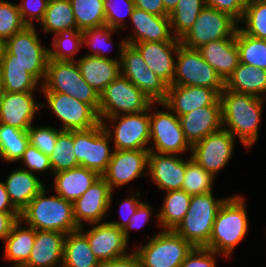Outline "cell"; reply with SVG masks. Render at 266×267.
Masks as SVG:
<instances>
[{"instance_id": "obj_1", "label": "cell", "mask_w": 266, "mask_h": 267, "mask_svg": "<svg viewBox=\"0 0 266 267\" xmlns=\"http://www.w3.org/2000/svg\"><path fill=\"white\" fill-rule=\"evenodd\" d=\"M265 101L264 98L227 89L220 93L222 126L232 136L238 137L246 149L257 143Z\"/></svg>"}, {"instance_id": "obj_2", "label": "cell", "mask_w": 266, "mask_h": 267, "mask_svg": "<svg viewBox=\"0 0 266 267\" xmlns=\"http://www.w3.org/2000/svg\"><path fill=\"white\" fill-rule=\"evenodd\" d=\"M245 203L243 196L238 194L227 197L217 212L209 243L205 248L223 255L225 259L231 257L249 229Z\"/></svg>"}, {"instance_id": "obj_3", "label": "cell", "mask_w": 266, "mask_h": 267, "mask_svg": "<svg viewBox=\"0 0 266 267\" xmlns=\"http://www.w3.org/2000/svg\"><path fill=\"white\" fill-rule=\"evenodd\" d=\"M46 186L20 212V221L35 230L64 234L79 229L74 219L73 203L59 195L47 196Z\"/></svg>"}, {"instance_id": "obj_4", "label": "cell", "mask_w": 266, "mask_h": 267, "mask_svg": "<svg viewBox=\"0 0 266 267\" xmlns=\"http://www.w3.org/2000/svg\"><path fill=\"white\" fill-rule=\"evenodd\" d=\"M34 26H26L5 41L1 65H19L25 68L41 85L49 60V48L42 45ZM40 80V81H39Z\"/></svg>"}, {"instance_id": "obj_5", "label": "cell", "mask_w": 266, "mask_h": 267, "mask_svg": "<svg viewBox=\"0 0 266 267\" xmlns=\"http://www.w3.org/2000/svg\"><path fill=\"white\" fill-rule=\"evenodd\" d=\"M42 92H58L89 104L97 113L100 95L88 85L76 61L48 60Z\"/></svg>"}, {"instance_id": "obj_6", "label": "cell", "mask_w": 266, "mask_h": 267, "mask_svg": "<svg viewBox=\"0 0 266 267\" xmlns=\"http://www.w3.org/2000/svg\"><path fill=\"white\" fill-rule=\"evenodd\" d=\"M226 199L215 198L213 192L192 195L188 212L174 231L193 247H206L217 212Z\"/></svg>"}, {"instance_id": "obj_7", "label": "cell", "mask_w": 266, "mask_h": 267, "mask_svg": "<svg viewBox=\"0 0 266 267\" xmlns=\"http://www.w3.org/2000/svg\"><path fill=\"white\" fill-rule=\"evenodd\" d=\"M193 248L174 230H163L133 250L141 267H180Z\"/></svg>"}, {"instance_id": "obj_8", "label": "cell", "mask_w": 266, "mask_h": 267, "mask_svg": "<svg viewBox=\"0 0 266 267\" xmlns=\"http://www.w3.org/2000/svg\"><path fill=\"white\" fill-rule=\"evenodd\" d=\"M153 102L126 77L119 75L100 93V122L108 117L146 111Z\"/></svg>"}, {"instance_id": "obj_9", "label": "cell", "mask_w": 266, "mask_h": 267, "mask_svg": "<svg viewBox=\"0 0 266 267\" xmlns=\"http://www.w3.org/2000/svg\"><path fill=\"white\" fill-rule=\"evenodd\" d=\"M155 104L156 102H153L149 106L150 144L153 141V146H149V152L175 155L191 152L192 146L185 138L179 117L163 102L157 104L166 111H153L151 107Z\"/></svg>"}, {"instance_id": "obj_10", "label": "cell", "mask_w": 266, "mask_h": 267, "mask_svg": "<svg viewBox=\"0 0 266 267\" xmlns=\"http://www.w3.org/2000/svg\"><path fill=\"white\" fill-rule=\"evenodd\" d=\"M110 120V125H107ZM112 123V124H111ZM105 132L113 139L116 150L149 149L150 118L149 108L134 114L116 115L101 121ZM115 124V125H113ZM112 125V127H110ZM113 128V129H111Z\"/></svg>"}, {"instance_id": "obj_11", "label": "cell", "mask_w": 266, "mask_h": 267, "mask_svg": "<svg viewBox=\"0 0 266 267\" xmlns=\"http://www.w3.org/2000/svg\"><path fill=\"white\" fill-rule=\"evenodd\" d=\"M239 23L229 14L205 6L192 27L180 38V43L191 49L210 43L211 41L232 38Z\"/></svg>"}, {"instance_id": "obj_12", "label": "cell", "mask_w": 266, "mask_h": 267, "mask_svg": "<svg viewBox=\"0 0 266 267\" xmlns=\"http://www.w3.org/2000/svg\"><path fill=\"white\" fill-rule=\"evenodd\" d=\"M175 75L172 85L206 87L221 93L225 81L202 57L198 49L180 44L176 54Z\"/></svg>"}, {"instance_id": "obj_13", "label": "cell", "mask_w": 266, "mask_h": 267, "mask_svg": "<svg viewBox=\"0 0 266 267\" xmlns=\"http://www.w3.org/2000/svg\"><path fill=\"white\" fill-rule=\"evenodd\" d=\"M101 122L90 129L74 130V153L80 166L96 171L100 176L106 171L114 149Z\"/></svg>"}, {"instance_id": "obj_14", "label": "cell", "mask_w": 266, "mask_h": 267, "mask_svg": "<svg viewBox=\"0 0 266 267\" xmlns=\"http://www.w3.org/2000/svg\"><path fill=\"white\" fill-rule=\"evenodd\" d=\"M121 75L131 81L152 102H163L169 85L146 65L140 52L130 44L124 46L120 61Z\"/></svg>"}, {"instance_id": "obj_15", "label": "cell", "mask_w": 266, "mask_h": 267, "mask_svg": "<svg viewBox=\"0 0 266 267\" xmlns=\"http://www.w3.org/2000/svg\"><path fill=\"white\" fill-rule=\"evenodd\" d=\"M47 105L41 104V108L49 107L61 120V130H86L100 123L98 113L89 105L77 99L58 92H43Z\"/></svg>"}, {"instance_id": "obj_16", "label": "cell", "mask_w": 266, "mask_h": 267, "mask_svg": "<svg viewBox=\"0 0 266 267\" xmlns=\"http://www.w3.org/2000/svg\"><path fill=\"white\" fill-rule=\"evenodd\" d=\"M235 138L225 128L210 133L191 147V159L203 167L213 177L216 176L232 158Z\"/></svg>"}, {"instance_id": "obj_17", "label": "cell", "mask_w": 266, "mask_h": 267, "mask_svg": "<svg viewBox=\"0 0 266 267\" xmlns=\"http://www.w3.org/2000/svg\"><path fill=\"white\" fill-rule=\"evenodd\" d=\"M148 149L116 150L106 171L101 175L111 190L145 176L144 169L148 168Z\"/></svg>"}, {"instance_id": "obj_18", "label": "cell", "mask_w": 266, "mask_h": 267, "mask_svg": "<svg viewBox=\"0 0 266 267\" xmlns=\"http://www.w3.org/2000/svg\"><path fill=\"white\" fill-rule=\"evenodd\" d=\"M113 191L105 179L100 176L87 191L73 202L74 219L77 226L103 222V218L111 208Z\"/></svg>"}, {"instance_id": "obj_19", "label": "cell", "mask_w": 266, "mask_h": 267, "mask_svg": "<svg viewBox=\"0 0 266 267\" xmlns=\"http://www.w3.org/2000/svg\"><path fill=\"white\" fill-rule=\"evenodd\" d=\"M90 230L84 231V226L79 230L86 236L91 251L102 263L129 254V242L123 235V230L108 222L92 224Z\"/></svg>"}, {"instance_id": "obj_20", "label": "cell", "mask_w": 266, "mask_h": 267, "mask_svg": "<svg viewBox=\"0 0 266 267\" xmlns=\"http://www.w3.org/2000/svg\"><path fill=\"white\" fill-rule=\"evenodd\" d=\"M41 103H37L34 92H3L0 96V123L27 131L34 117L40 114ZM38 112V113H37Z\"/></svg>"}, {"instance_id": "obj_21", "label": "cell", "mask_w": 266, "mask_h": 267, "mask_svg": "<svg viewBox=\"0 0 266 267\" xmlns=\"http://www.w3.org/2000/svg\"><path fill=\"white\" fill-rule=\"evenodd\" d=\"M130 22L133 35L126 37L127 44L142 42H180L172 34L169 16H158L134 7Z\"/></svg>"}, {"instance_id": "obj_22", "label": "cell", "mask_w": 266, "mask_h": 267, "mask_svg": "<svg viewBox=\"0 0 266 267\" xmlns=\"http://www.w3.org/2000/svg\"><path fill=\"white\" fill-rule=\"evenodd\" d=\"M163 103L178 117L204 106L221 105L217 90L184 85H170Z\"/></svg>"}, {"instance_id": "obj_23", "label": "cell", "mask_w": 266, "mask_h": 267, "mask_svg": "<svg viewBox=\"0 0 266 267\" xmlns=\"http://www.w3.org/2000/svg\"><path fill=\"white\" fill-rule=\"evenodd\" d=\"M148 170L146 175L150 176L158 189L168 191L179 190L184 181L186 160L175 154H163L149 152Z\"/></svg>"}, {"instance_id": "obj_24", "label": "cell", "mask_w": 266, "mask_h": 267, "mask_svg": "<svg viewBox=\"0 0 266 267\" xmlns=\"http://www.w3.org/2000/svg\"><path fill=\"white\" fill-rule=\"evenodd\" d=\"M180 42H142L132 44L141 54L147 67L169 86L175 75V65Z\"/></svg>"}, {"instance_id": "obj_25", "label": "cell", "mask_w": 266, "mask_h": 267, "mask_svg": "<svg viewBox=\"0 0 266 267\" xmlns=\"http://www.w3.org/2000/svg\"><path fill=\"white\" fill-rule=\"evenodd\" d=\"M66 234L35 230V241L28 262L23 267H62Z\"/></svg>"}, {"instance_id": "obj_26", "label": "cell", "mask_w": 266, "mask_h": 267, "mask_svg": "<svg viewBox=\"0 0 266 267\" xmlns=\"http://www.w3.org/2000/svg\"><path fill=\"white\" fill-rule=\"evenodd\" d=\"M179 119L185 138L191 146L223 127L221 105L204 106Z\"/></svg>"}, {"instance_id": "obj_27", "label": "cell", "mask_w": 266, "mask_h": 267, "mask_svg": "<svg viewBox=\"0 0 266 267\" xmlns=\"http://www.w3.org/2000/svg\"><path fill=\"white\" fill-rule=\"evenodd\" d=\"M203 59L226 81L240 63L236 33L232 38L211 41L198 49Z\"/></svg>"}, {"instance_id": "obj_28", "label": "cell", "mask_w": 266, "mask_h": 267, "mask_svg": "<svg viewBox=\"0 0 266 267\" xmlns=\"http://www.w3.org/2000/svg\"><path fill=\"white\" fill-rule=\"evenodd\" d=\"M83 79L99 95L119 75L120 61L98 56L85 55L76 61Z\"/></svg>"}, {"instance_id": "obj_29", "label": "cell", "mask_w": 266, "mask_h": 267, "mask_svg": "<svg viewBox=\"0 0 266 267\" xmlns=\"http://www.w3.org/2000/svg\"><path fill=\"white\" fill-rule=\"evenodd\" d=\"M100 175L91 169L78 166L54 173L56 194L67 201L74 202L80 198Z\"/></svg>"}, {"instance_id": "obj_30", "label": "cell", "mask_w": 266, "mask_h": 267, "mask_svg": "<svg viewBox=\"0 0 266 267\" xmlns=\"http://www.w3.org/2000/svg\"><path fill=\"white\" fill-rule=\"evenodd\" d=\"M42 182L36 173L23 168L13 170L3 181L13 206L19 212L45 187Z\"/></svg>"}, {"instance_id": "obj_31", "label": "cell", "mask_w": 266, "mask_h": 267, "mask_svg": "<svg viewBox=\"0 0 266 267\" xmlns=\"http://www.w3.org/2000/svg\"><path fill=\"white\" fill-rule=\"evenodd\" d=\"M225 89L265 99L266 70L240 62L225 81Z\"/></svg>"}, {"instance_id": "obj_32", "label": "cell", "mask_w": 266, "mask_h": 267, "mask_svg": "<svg viewBox=\"0 0 266 267\" xmlns=\"http://www.w3.org/2000/svg\"><path fill=\"white\" fill-rule=\"evenodd\" d=\"M21 224L19 219L4 240V255L12 261V267H23L28 262L35 241V229L28 225L21 228Z\"/></svg>"}, {"instance_id": "obj_33", "label": "cell", "mask_w": 266, "mask_h": 267, "mask_svg": "<svg viewBox=\"0 0 266 267\" xmlns=\"http://www.w3.org/2000/svg\"><path fill=\"white\" fill-rule=\"evenodd\" d=\"M100 264L79 229L66 235L62 267H100Z\"/></svg>"}, {"instance_id": "obj_34", "label": "cell", "mask_w": 266, "mask_h": 267, "mask_svg": "<svg viewBox=\"0 0 266 267\" xmlns=\"http://www.w3.org/2000/svg\"><path fill=\"white\" fill-rule=\"evenodd\" d=\"M191 195L184 190L166 192L162 207L155 214L162 230H174L188 212Z\"/></svg>"}, {"instance_id": "obj_35", "label": "cell", "mask_w": 266, "mask_h": 267, "mask_svg": "<svg viewBox=\"0 0 266 267\" xmlns=\"http://www.w3.org/2000/svg\"><path fill=\"white\" fill-rule=\"evenodd\" d=\"M44 33L77 28L70 0H49L43 19L39 23Z\"/></svg>"}, {"instance_id": "obj_36", "label": "cell", "mask_w": 266, "mask_h": 267, "mask_svg": "<svg viewBox=\"0 0 266 267\" xmlns=\"http://www.w3.org/2000/svg\"><path fill=\"white\" fill-rule=\"evenodd\" d=\"M117 32L116 29L110 26H102L98 28H89L82 31V42L83 47L89 46L91 51L88 52L89 56H98L106 59H115L121 61V53L123 51L124 46L126 45V40L123 37L122 40L118 43V58H111L107 56L106 52L108 51V47L112 43V35ZM109 53V51H108Z\"/></svg>"}, {"instance_id": "obj_37", "label": "cell", "mask_w": 266, "mask_h": 267, "mask_svg": "<svg viewBox=\"0 0 266 267\" xmlns=\"http://www.w3.org/2000/svg\"><path fill=\"white\" fill-rule=\"evenodd\" d=\"M206 6L204 0H179L170 12L169 20L175 38L180 39L194 24V21Z\"/></svg>"}, {"instance_id": "obj_38", "label": "cell", "mask_w": 266, "mask_h": 267, "mask_svg": "<svg viewBox=\"0 0 266 267\" xmlns=\"http://www.w3.org/2000/svg\"><path fill=\"white\" fill-rule=\"evenodd\" d=\"M28 145L27 131L0 123V157L3 160L19 161Z\"/></svg>"}, {"instance_id": "obj_39", "label": "cell", "mask_w": 266, "mask_h": 267, "mask_svg": "<svg viewBox=\"0 0 266 267\" xmlns=\"http://www.w3.org/2000/svg\"><path fill=\"white\" fill-rule=\"evenodd\" d=\"M70 2L78 30L106 25L104 0H70Z\"/></svg>"}, {"instance_id": "obj_40", "label": "cell", "mask_w": 266, "mask_h": 267, "mask_svg": "<svg viewBox=\"0 0 266 267\" xmlns=\"http://www.w3.org/2000/svg\"><path fill=\"white\" fill-rule=\"evenodd\" d=\"M236 46L241 63L266 70V40L251 37L237 28Z\"/></svg>"}, {"instance_id": "obj_41", "label": "cell", "mask_w": 266, "mask_h": 267, "mask_svg": "<svg viewBox=\"0 0 266 267\" xmlns=\"http://www.w3.org/2000/svg\"><path fill=\"white\" fill-rule=\"evenodd\" d=\"M82 45V31L77 28L60 31L53 35V48L49 49V60L76 61L75 55Z\"/></svg>"}, {"instance_id": "obj_42", "label": "cell", "mask_w": 266, "mask_h": 267, "mask_svg": "<svg viewBox=\"0 0 266 267\" xmlns=\"http://www.w3.org/2000/svg\"><path fill=\"white\" fill-rule=\"evenodd\" d=\"M74 130H62L51 152L50 165L53 174L80 166L74 153Z\"/></svg>"}, {"instance_id": "obj_43", "label": "cell", "mask_w": 266, "mask_h": 267, "mask_svg": "<svg viewBox=\"0 0 266 267\" xmlns=\"http://www.w3.org/2000/svg\"><path fill=\"white\" fill-rule=\"evenodd\" d=\"M0 69L4 92H36L37 88L41 90V84L25 68L19 65H0Z\"/></svg>"}, {"instance_id": "obj_44", "label": "cell", "mask_w": 266, "mask_h": 267, "mask_svg": "<svg viewBox=\"0 0 266 267\" xmlns=\"http://www.w3.org/2000/svg\"><path fill=\"white\" fill-rule=\"evenodd\" d=\"M239 23H243L244 27H238L243 33L266 40V2L249 0Z\"/></svg>"}, {"instance_id": "obj_45", "label": "cell", "mask_w": 266, "mask_h": 267, "mask_svg": "<svg viewBox=\"0 0 266 267\" xmlns=\"http://www.w3.org/2000/svg\"><path fill=\"white\" fill-rule=\"evenodd\" d=\"M215 177L198 165L191 156L186 159V170L181 189L189 195H202L213 192Z\"/></svg>"}, {"instance_id": "obj_46", "label": "cell", "mask_w": 266, "mask_h": 267, "mask_svg": "<svg viewBox=\"0 0 266 267\" xmlns=\"http://www.w3.org/2000/svg\"><path fill=\"white\" fill-rule=\"evenodd\" d=\"M26 26L21 18L18 5L0 0V39L6 41Z\"/></svg>"}, {"instance_id": "obj_47", "label": "cell", "mask_w": 266, "mask_h": 267, "mask_svg": "<svg viewBox=\"0 0 266 267\" xmlns=\"http://www.w3.org/2000/svg\"><path fill=\"white\" fill-rule=\"evenodd\" d=\"M103 5L107 26H110L117 31L119 29L122 30L127 28L128 25L124 23V20L126 16H129L130 18V16L132 15L133 9L135 7L133 0H104Z\"/></svg>"}, {"instance_id": "obj_48", "label": "cell", "mask_w": 266, "mask_h": 267, "mask_svg": "<svg viewBox=\"0 0 266 267\" xmlns=\"http://www.w3.org/2000/svg\"><path fill=\"white\" fill-rule=\"evenodd\" d=\"M61 131V129L52 128L47 125L38 127L31 125L27 130L29 143L45 155L50 156L55 147L58 134Z\"/></svg>"}, {"instance_id": "obj_49", "label": "cell", "mask_w": 266, "mask_h": 267, "mask_svg": "<svg viewBox=\"0 0 266 267\" xmlns=\"http://www.w3.org/2000/svg\"><path fill=\"white\" fill-rule=\"evenodd\" d=\"M25 164L26 168L23 169L35 173V172H44L50 171L53 174V170L50 165L49 156L45 155L43 152L32 146L30 143L24 151L22 157L19 162Z\"/></svg>"}, {"instance_id": "obj_50", "label": "cell", "mask_w": 266, "mask_h": 267, "mask_svg": "<svg viewBox=\"0 0 266 267\" xmlns=\"http://www.w3.org/2000/svg\"><path fill=\"white\" fill-rule=\"evenodd\" d=\"M49 0H21L17 4L23 22L27 26H34L33 21L41 22L47 9Z\"/></svg>"}, {"instance_id": "obj_51", "label": "cell", "mask_w": 266, "mask_h": 267, "mask_svg": "<svg viewBox=\"0 0 266 267\" xmlns=\"http://www.w3.org/2000/svg\"><path fill=\"white\" fill-rule=\"evenodd\" d=\"M219 255L205 247H194L180 267H216L215 258Z\"/></svg>"}, {"instance_id": "obj_52", "label": "cell", "mask_w": 266, "mask_h": 267, "mask_svg": "<svg viewBox=\"0 0 266 267\" xmlns=\"http://www.w3.org/2000/svg\"><path fill=\"white\" fill-rule=\"evenodd\" d=\"M205 4L233 17L238 23L241 20L249 0H204Z\"/></svg>"}, {"instance_id": "obj_53", "label": "cell", "mask_w": 266, "mask_h": 267, "mask_svg": "<svg viewBox=\"0 0 266 267\" xmlns=\"http://www.w3.org/2000/svg\"><path fill=\"white\" fill-rule=\"evenodd\" d=\"M154 214L153 208L149 203L142 202L136 212L130 217L129 223L123 229V235L125 239L129 242L130 230H137L142 228L147 222H149V218Z\"/></svg>"}, {"instance_id": "obj_54", "label": "cell", "mask_w": 266, "mask_h": 267, "mask_svg": "<svg viewBox=\"0 0 266 267\" xmlns=\"http://www.w3.org/2000/svg\"><path fill=\"white\" fill-rule=\"evenodd\" d=\"M140 195V192H136L135 195L131 194V196L129 195L128 198L124 199V201L119 204L120 221L114 220L110 221L109 223L123 230L124 227L129 223L130 217L136 212L138 206L143 202V200L141 201L138 199Z\"/></svg>"}, {"instance_id": "obj_55", "label": "cell", "mask_w": 266, "mask_h": 267, "mask_svg": "<svg viewBox=\"0 0 266 267\" xmlns=\"http://www.w3.org/2000/svg\"><path fill=\"white\" fill-rule=\"evenodd\" d=\"M100 267H141V263L137 254L133 250L125 256L102 262Z\"/></svg>"}, {"instance_id": "obj_56", "label": "cell", "mask_w": 266, "mask_h": 267, "mask_svg": "<svg viewBox=\"0 0 266 267\" xmlns=\"http://www.w3.org/2000/svg\"><path fill=\"white\" fill-rule=\"evenodd\" d=\"M135 7L158 16H169L165 10L163 0H133Z\"/></svg>"}, {"instance_id": "obj_57", "label": "cell", "mask_w": 266, "mask_h": 267, "mask_svg": "<svg viewBox=\"0 0 266 267\" xmlns=\"http://www.w3.org/2000/svg\"><path fill=\"white\" fill-rule=\"evenodd\" d=\"M20 213L0 211V240H5L10 234L13 225L19 220Z\"/></svg>"}, {"instance_id": "obj_58", "label": "cell", "mask_w": 266, "mask_h": 267, "mask_svg": "<svg viewBox=\"0 0 266 267\" xmlns=\"http://www.w3.org/2000/svg\"><path fill=\"white\" fill-rule=\"evenodd\" d=\"M0 211L9 213H20L12 204L6 191L5 185L0 181Z\"/></svg>"}, {"instance_id": "obj_59", "label": "cell", "mask_w": 266, "mask_h": 267, "mask_svg": "<svg viewBox=\"0 0 266 267\" xmlns=\"http://www.w3.org/2000/svg\"><path fill=\"white\" fill-rule=\"evenodd\" d=\"M179 0H163V5L165 10L170 14V12L176 7Z\"/></svg>"}, {"instance_id": "obj_60", "label": "cell", "mask_w": 266, "mask_h": 267, "mask_svg": "<svg viewBox=\"0 0 266 267\" xmlns=\"http://www.w3.org/2000/svg\"><path fill=\"white\" fill-rule=\"evenodd\" d=\"M4 50H5V41L0 39V65L3 59Z\"/></svg>"}, {"instance_id": "obj_61", "label": "cell", "mask_w": 266, "mask_h": 267, "mask_svg": "<svg viewBox=\"0 0 266 267\" xmlns=\"http://www.w3.org/2000/svg\"><path fill=\"white\" fill-rule=\"evenodd\" d=\"M4 89H3V81H2V73L0 69V96L3 94Z\"/></svg>"}]
</instances>
